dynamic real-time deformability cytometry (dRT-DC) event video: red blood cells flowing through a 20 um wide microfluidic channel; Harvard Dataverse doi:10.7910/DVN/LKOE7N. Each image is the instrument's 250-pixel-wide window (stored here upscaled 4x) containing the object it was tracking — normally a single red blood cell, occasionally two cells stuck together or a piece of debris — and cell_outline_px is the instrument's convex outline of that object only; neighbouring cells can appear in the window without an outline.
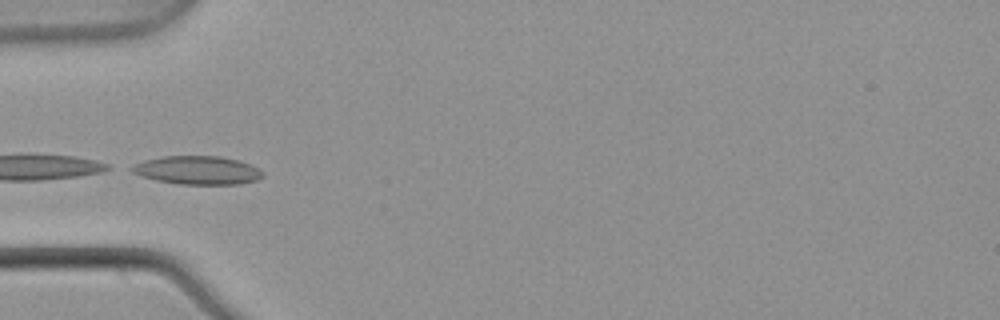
{"species": "common noctule bat (a hibernating species)", "species_latin": "Nyctalus noctula", "temperature_condition": "warm", "stored_images_in_passage": 7, "camera_frame_rate_fps": 3000, "um_per_image_px": 0.085, "animal": {"sex": "male", "body_mass_g": 21.5, "forearm_length_mm": 52.0}, "frame": {"image": 1, "passage_image": 5, "time_ms": 1.333, "image_size_px": [1000, 320], "cell_outline_px": [[264, 176], [256, 180], [240, 184], [180, 184], [156, 180], [140, 176], [124, 168], [132, 164], [144, 160], [164, 156], [220, 156], [240, 160], [260, 168], [264, 172]], "centroid_in_image_um": [16.75, 14.46], "position_along_channel_um": 68.2, "area_um2": 22.08}}
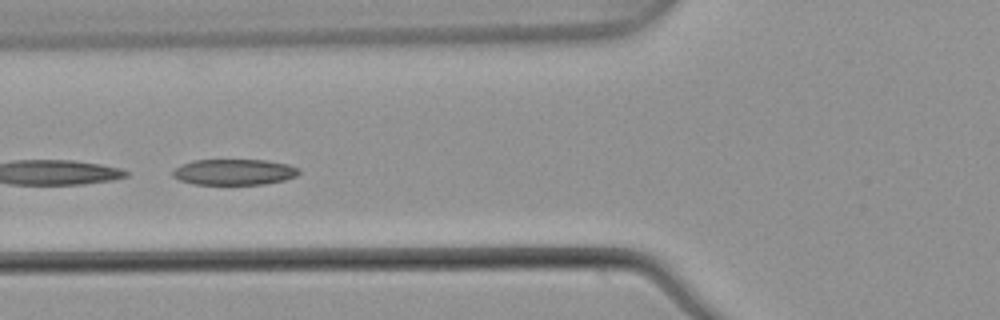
{"frame": {"image": 2, "passage_image": 6, "time_ms": 1.667, "image_size_px": [1000, 320], "cell_outline_px": [[300, 172], [296, 176], [284, 180], [264, 184], [192, 184], [180, 180], [172, 176], [172, 172], [180, 164], [192, 160], [268, 160], [288, 164], [300, 168]], "centroid_in_image_um": [19.9, 14.61], "position_along_channel_um": 105.9, "area_um2": 19.13}}
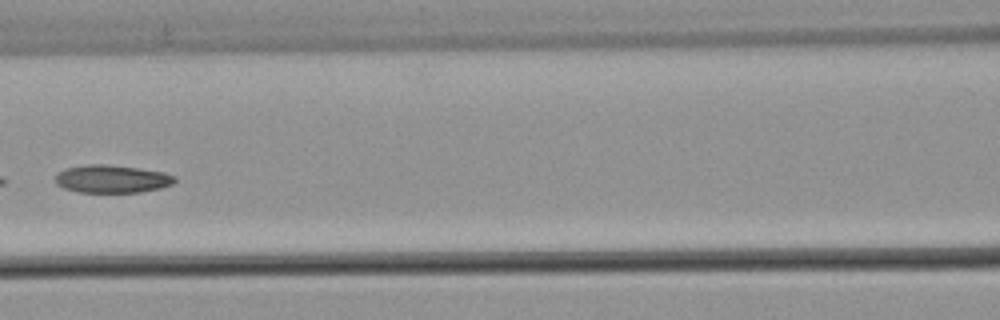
{"frame": {"image": 3, "passage_image": 7, "time_ms": 2.0, "image_size_px": [1000, 320], "cell_outline_px": [[176, 180], [172, 184], [160, 188], [140, 192], [80, 192], [64, 188], [56, 184], [56, 176], [60, 172], [68, 168], [88, 164], [104, 164], [136, 168], [164, 172], [176, 176]], "centroid_in_image_um": [9.54, 15.21], "position_along_channel_um": 157.1, "area_um2": 19.13}}